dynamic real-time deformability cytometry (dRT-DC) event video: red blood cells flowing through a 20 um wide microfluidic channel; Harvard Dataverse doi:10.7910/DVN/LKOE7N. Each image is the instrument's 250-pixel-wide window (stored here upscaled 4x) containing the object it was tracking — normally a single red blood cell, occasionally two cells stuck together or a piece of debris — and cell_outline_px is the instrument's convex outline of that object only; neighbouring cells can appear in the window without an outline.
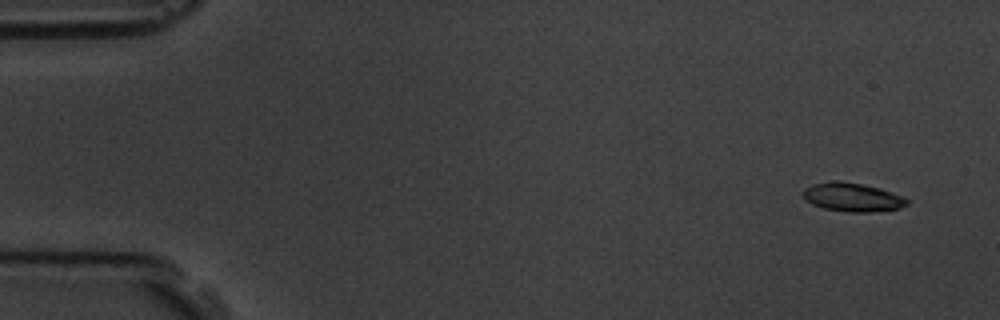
{"species": "common noctule bat (a hibernating species)", "species_latin": "Nyctalus noctula", "temperature_condition": "room temperature", "stored_images_in_passage": 6, "segment_of_instrument_passage": [2, 2], "camera_frame_rate_fps": 3000, "um_per_image_px": 0.085, "animal": {"sex": "male", "body_mass_g": 19.5, "forearm_length_mm": 54.6}, "frame": {"image": 1, "passage_image": 6, "time_ms": 6.667, "image_size_px": [1000, 320], "cell_outline_px": [[908, 204], [900, 208], [868, 212], [848, 212], [824, 208], [812, 204], [800, 192], [804, 188], [812, 184], [836, 180], [840, 180], [880, 188], [904, 196], [908, 200]], "centroid_in_image_um": [72.45, 16.75], "position_along_channel_um": 12.5, "area_um2": 17.34}}